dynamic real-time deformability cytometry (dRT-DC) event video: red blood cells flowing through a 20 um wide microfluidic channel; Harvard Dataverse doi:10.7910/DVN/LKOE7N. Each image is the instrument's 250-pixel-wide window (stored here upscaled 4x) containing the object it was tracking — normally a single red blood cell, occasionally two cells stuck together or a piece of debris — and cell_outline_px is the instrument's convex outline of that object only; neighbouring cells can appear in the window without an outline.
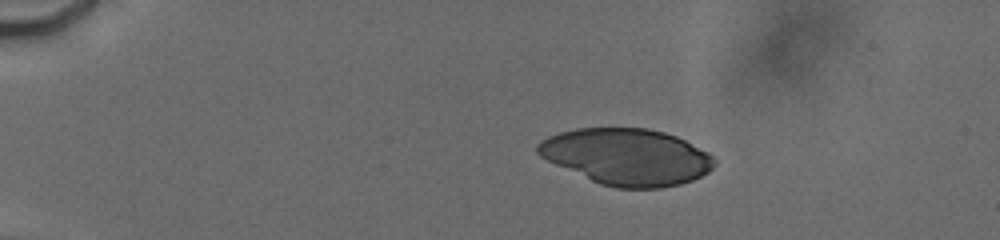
{"species": "human", "species_latin": "Homo sapiens", "temperature_condition": "cold", "stored_images_in_passage": 45, "camera_frame_rate_fps": 3000, "um_per_image_px": 0.085, "donor": {"sex": "male"}, "frame": {"image": 1, "passage_image": 23, "time_ms": 3.667, "image_size_px": [1000, 240], "cell_outline_px": [[716, 164], [708, 172], [692, 180], [680, 184], [660, 188], [616, 188], [600, 184], [556, 164], [540, 156], [536, 152], [536, 144], [540, 140], [548, 136], [560, 132], [576, 128], [648, 128], [664, 132], [676, 136], [708, 152], [716, 160]], "centroid_in_image_um": [53.27, 13.32], "position_along_channel_um": 31.7, "area_um2": 57.97}}